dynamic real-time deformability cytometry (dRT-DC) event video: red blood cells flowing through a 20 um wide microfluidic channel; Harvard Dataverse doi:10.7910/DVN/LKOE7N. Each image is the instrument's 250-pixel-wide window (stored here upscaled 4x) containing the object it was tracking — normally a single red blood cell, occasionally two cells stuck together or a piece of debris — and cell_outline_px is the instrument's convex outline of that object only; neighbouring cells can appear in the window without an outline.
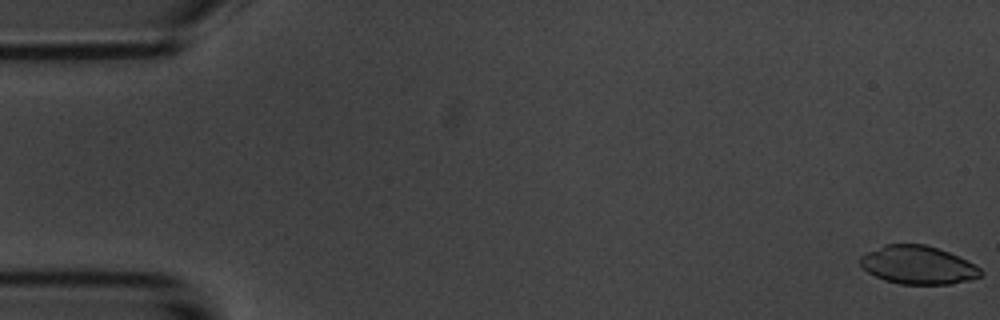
{"species": "common noctule bat (a hibernating species)", "species_latin": "Nyctalus noctula", "temperature_condition": "room temperature", "stored_images_in_passage": 5, "camera_frame_rate_fps": 3000, "um_per_image_px": 0.085, "animal": {"sex": "male", "body_mass_g": 20.1, "forearm_length_mm": 53.5}, "frame": {"image": 1, "passage_image": 1, "time_ms": 0.0, "image_size_px": [1000, 320], "cell_outline_px": [[984, 272], [980, 276], [972, 280], [952, 284], [900, 284], [884, 280], [868, 272], [860, 264], [860, 256], [884, 244], [924, 244], [948, 252], [980, 268]], "centroid_in_image_um": [78.02, 22.54], "position_along_channel_um": 7.0, "area_um2": 26.65}}